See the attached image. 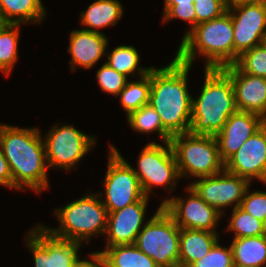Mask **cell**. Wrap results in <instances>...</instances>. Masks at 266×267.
Here are the masks:
<instances>
[{
	"label": "cell",
	"mask_w": 266,
	"mask_h": 267,
	"mask_svg": "<svg viewBox=\"0 0 266 267\" xmlns=\"http://www.w3.org/2000/svg\"><path fill=\"white\" fill-rule=\"evenodd\" d=\"M0 142L12 175L13 189L27 187L36 193L49 189L45 144L38 128L1 123Z\"/></svg>",
	"instance_id": "obj_1"
},
{
	"label": "cell",
	"mask_w": 266,
	"mask_h": 267,
	"mask_svg": "<svg viewBox=\"0 0 266 267\" xmlns=\"http://www.w3.org/2000/svg\"><path fill=\"white\" fill-rule=\"evenodd\" d=\"M190 68L174 56L165 67L151 69L149 105L171 136L190 131L193 98L187 82Z\"/></svg>",
	"instance_id": "obj_2"
},
{
	"label": "cell",
	"mask_w": 266,
	"mask_h": 267,
	"mask_svg": "<svg viewBox=\"0 0 266 267\" xmlns=\"http://www.w3.org/2000/svg\"><path fill=\"white\" fill-rule=\"evenodd\" d=\"M204 70L200 95L192 98L189 132L193 135L215 136L238 110L230 76L219 68Z\"/></svg>",
	"instance_id": "obj_3"
},
{
	"label": "cell",
	"mask_w": 266,
	"mask_h": 267,
	"mask_svg": "<svg viewBox=\"0 0 266 267\" xmlns=\"http://www.w3.org/2000/svg\"><path fill=\"white\" fill-rule=\"evenodd\" d=\"M234 33L230 12L196 25L182 40L175 57L192 66L196 56H204L205 68L234 64Z\"/></svg>",
	"instance_id": "obj_4"
},
{
	"label": "cell",
	"mask_w": 266,
	"mask_h": 267,
	"mask_svg": "<svg viewBox=\"0 0 266 267\" xmlns=\"http://www.w3.org/2000/svg\"><path fill=\"white\" fill-rule=\"evenodd\" d=\"M54 211L60 226L49 229L58 236L82 244L95 235L105 236L108 211L98 192L86 194Z\"/></svg>",
	"instance_id": "obj_5"
},
{
	"label": "cell",
	"mask_w": 266,
	"mask_h": 267,
	"mask_svg": "<svg viewBox=\"0 0 266 267\" xmlns=\"http://www.w3.org/2000/svg\"><path fill=\"white\" fill-rule=\"evenodd\" d=\"M170 143L180 179L212 176L225 169L215 136L188 132L172 136Z\"/></svg>",
	"instance_id": "obj_6"
},
{
	"label": "cell",
	"mask_w": 266,
	"mask_h": 267,
	"mask_svg": "<svg viewBox=\"0 0 266 267\" xmlns=\"http://www.w3.org/2000/svg\"><path fill=\"white\" fill-rule=\"evenodd\" d=\"M180 231L174 218L160 205L138 234L135 245L158 267L179 262Z\"/></svg>",
	"instance_id": "obj_7"
},
{
	"label": "cell",
	"mask_w": 266,
	"mask_h": 267,
	"mask_svg": "<svg viewBox=\"0 0 266 267\" xmlns=\"http://www.w3.org/2000/svg\"><path fill=\"white\" fill-rule=\"evenodd\" d=\"M109 148L108 168L103 181L105 192L98 193L108 213L123 209L145 196L131 164L115 146L110 144Z\"/></svg>",
	"instance_id": "obj_8"
},
{
	"label": "cell",
	"mask_w": 266,
	"mask_h": 267,
	"mask_svg": "<svg viewBox=\"0 0 266 267\" xmlns=\"http://www.w3.org/2000/svg\"><path fill=\"white\" fill-rule=\"evenodd\" d=\"M155 142L143 147L138 157V169L133 168L147 197L153 193V186H163L170 193L180 179L171 143L164 142L161 145Z\"/></svg>",
	"instance_id": "obj_9"
},
{
	"label": "cell",
	"mask_w": 266,
	"mask_h": 267,
	"mask_svg": "<svg viewBox=\"0 0 266 267\" xmlns=\"http://www.w3.org/2000/svg\"><path fill=\"white\" fill-rule=\"evenodd\" d=\"M49 131L43 137L49 169L56 167L70 171L96 143L94 136L83 133L71 124H55Z\"/></svg>",
	"instance_id": "obj_10"
},
{
	"label": "cell",
	"mask_w": 266,
	"mask_h": 267,
	"mask_svg": "<svg viewBox=\"0 0 266 267\" xmlns=\"http://www.w3.org/2000/svg\"><path fill=\"white\" fill-rule=\"evenodd\" d=\"M33 228L26 235L25 244L32 252L35 267H75L81 260L78 250L82 243L58 236L46 225Z\"/></svg>",
	"instance_id": "obj_11"
},
{
	"label": "cell",
	"mask_w": 266,
	"mask_h": 267,
	"mask_svg": "<svg viewBox=\"0 0 266 267\" xmlns=\"http://www.w3.org/2000/svg\"><path fill=\"white\" fill-rule=\"evenodd\" d=\"M190 186L208 205L223 215L224 208L239 207L250 182L225 169L216 175L200 177ZM231 205V206H230ZM223 208V209H222Z\"/></svg>",
	"instance_id": "obj_12"
},
{
	"label": "cell",
	"mask_w": 266,
	"mask_h": 267,
	"mask_svg": "<svg viewBox=\"0 0 266 267\" xmlns=\"http://www.w3.org/2000/svg\"><path fill=\"white\" fill-rule=\"evenodd\" d=\"M234 33V64L245 51L266 41V3L228 6Z\"/></svg>",
	"instance_id": "obj_13"
},
{
	"label": "cell",
	"mask_w": 266,
	"mask_h": 267,
	"mask_svg": "<svg viewBox=\"0 0 266 267\" xmlns=\"http://www.w3.org/2000/svg\"><path fill=\"white\" fill-rule=\"evenodd\" d=\"M189 196L164 199L161 206L174 218L180 229L204 230L216 232L221 215L215 208L201 199L194 190L187 186Z\"/></svg>",
	"instance_id": "obj_14"
},
{
	"label": "cell",
	"mask_w": 266,
	"mask_h": 267,
	"mask_svg": "<svg viewBox=\"0 0 266 267\" xmlns=\"http://www.w3.org/2000/svg\"><path fill=\"white\" fill-rule=\"evenodd\" d=\"M225 170L266 184V140L261 129L250 136L226 162Z\"/></svg>",
	"instance_id": "obj_15"
},
{
	"label": "cell",
	"mask_w": 266,
	"mask_h": 267,
	"mask_svg": "<svg viewBox=\"0 0 266 267\" xmlns=\"http://www.w3.org/2000/svg\"><path fill=\"white\" fill-rule=\"evenodd\" d=\"M148 201L149 197L144 196L123 209L108 213L105 247L135 244L138 234L146 225L144 218Z\"/></svg>",
	"instance_id": "obj_16"
},
{
	"label": "cell",
	"mask_w": 266,
	"mask_h": 267,
	"mask_svg": "<svg viewBox=\"0 0 266 267\" xmlns=\"http://www.w3.org/2000/svg\"><path fill=\"white\" fill-rule=\"evenodd\" d=\"M222 69L231 78L237 110L266 117V78L244 73L235 64Z\"/></svg>",
	"instance_id": "obj_17"
},
{
	"label": "cell",
	"mask_w": 266,
	"mask_h": 267,
	"mask_svg": "<svg viewBox=\"0 0 266 267\" xmlns=\"http://www.w3.org/2000/svg\"><path fill=\"white\" fill-rule=\"evenodd\" d=\"M263 117L252 112L237 111L215 135L219 153L225 163L243 143L260 129Z\"/></svg>",
	"instance_id": "obj_18"
},
{
	"label": "cell",
	"mask_w": 266,
	"mask_h": 267,
	"mask_svg": "<svg viewBox=\"0 0 266 267\" xmlns=\"http://www.w3.org/2000/svg\"><path fill=\"white\" fill-rule=\"evenodd\" d=\"M68 52L71 54L69 63L71 71L77 67L93 68L100 58L107 53L108 39L103 33H96L84 29L71 31Z\"/></svg>",
	"instance_id": "obj_19"
},
{
	"label": "cell",
	"mask_w": 266,
	"mask_h": 267,
	"mask_svg": "<svg viewBox=\"0 0 266 267\" xmlns=\"http://www.w3.org/2000/svg\"><path fill=\"white\" fill-rule=\"evenodd\" d=\"M218 240V233L181 229L179 263L191 265L197 260L204 258Z\"/></svg>",
	"instance_id": "obj_20"
},
{
	"label": "cell",
	"mask_w": 266,
	"mask_h": 267,
	"mask_svg": "<svg viewBox=\"0 0 266 267\" xmlns=\"http://www.w3.org/2000/svg\"><path fill=\"white\" fill-rule=\"evenodd\" d=\"M123 6L119 0H96L86 11L81 12L84 30L102 33L100 28L114 26L123 17Z\"/></svg>",
	"instance_id": "obj_21"
},
{
	"label": "cell",
	"mask_w": 266,
	"mask_h": 267,
	"mask_svg": "<svg viewBox=\"0 0 266 267\" xmlns=\"http://www.w3.org/2000/svg\"><path fill=\"white\" fill-rule=\"evenodd\" d=\"M41 0H0V19L10 24H39L46 17Z\"/></svg>",
	"instance_id": "obj_22"
},
{
	"label": "cell",
	"mask_w": 266,
	"mask_h": 267,
	"mask_svg": "<svg viewBox=\"0 0 266 267\" xmlns=\"http://www.w3.org/2000/svg\"><path fill=\"white\" fill-rule=\"evenodd\" d=\"M231 248L234 265L266 267V234L235 238Z\"/></svg>",
	"instance_id": "obj_23"
},
{
	"label": "cell",
	"mask_w": 266,
	"mask_h": 267,
	"mask_svg": "<svg viewBox=\"0 0 266 267\" xmlns=\"http://www.w3.org/2000/svg\"><path fill=\"white\" fill-rule=\"evenodd\" d=\"M104 248V251L96 252L103 257L106 267H158L135 244L115 245Z\"/></svg>",
	"instance_id": "obj_24"
},
{
	"label": "cell",
	"mask_w": 266,
	"mask_h": 267,
	"mask_svg": "<svg viewBox=\"0 0 266 267\" xmlns=\"http://www.w3.org/2000/svg\"><path fill=\"white\" fill-rule=\"evenodd\" d=\"M139 53L134 46L118 45L111 52L107 53L106 61L114 70L118 73L126 76L135 77L138 74L139 77L145 76L153 68L151 67H139ZM138 71V72H137Z\"/></svg>",
	"instance_id": "obj_25"
},
{
	"label": "cell",
	"mask_w": 266,
	"mask_h": 267,
	"mask_svg": "<svg viewBox=\"0 0 266 267\" xmlns=\"http://www.w3.org/2000/svg\"><path fill=\"white\" fill-rule=\"evenodd\" d=\"M151 91V70L145 76L139 77L138 81H127L119 95L122 108L128 116L131 112L149 104Z\"/></svg>",
	"instance_id": "obj_26"
},
{
	"label": "cell",
	"mask_w": 266,
	"mask_h": 267,
	"mask_svg": "<svg viewBox=\"0 0 266 267\" xmlns=\"http://www.w3.org/2000/svg\"><path fill=\"white\" fill-rule=\"evenodd\" d=\"M21 24L4 23L0 27V71L9 76L18 60Z\"/></svg>",
	"instance_id": "obj_27"
},
{
	"label": "cell",
	"mask_w": 266,
	"mask_h": 267,
	"mask_svg": "<svg viewBox=\"0 0 266 267\" xmlns=\"http://www.w3.org/2000/svg\"><path fill=\"white\" fill-rule=\"evenodd\" d=\"M131 129L139 133L157 132L164 142L171 141V135L163 128L159 114L148 104L127 116Z\"/></svg>",
	"instance_id": "obj_28"
},
{
	"label": "cell",
	"mask_w": 266,
	"mask_h": 267,
	"mask_svg": "<svg viewBox=\"0 0 266 267\" xmlns=\"http://www.w3.org/2000/svg\"><path fill=\"white\" fill-rule=\"evenodd\" d=\"M228 223V232H234V238H244L265 235L264 224L240 207L232 208V215Z\"/></svg>",
	"instance_id": "obj_29"
},
{
	"label": "cell",
	"mask_w": 266,
	"mask_h": 267,
	"mask_svg": "<svg viewBox=\"0 0 266 267\" xmlns=\"http://www.w3.org/2000/svg\"><path fill=\"white\" fill-rule=\"evenodd\" d=\"M235 65L244 73L266 78V42L243 52Z\"/></svg>",
	"instance_id": "obj_30"
},
{
	"label": "cell",
	"mask_w": 266,
	"mask_h": 267,
	"mask_svg": "<svg viewBox=\"0 0 266 267\" xmlns=\"http://www.w3.org/2000/svg\"><path fill=\"white\" fill-rule=\"evenodd\" d=\"M163 22L172 19H182L189 23L190 29L185 32L183 38L196 26V12L194 2L196 0H164Z\"/></svg>",
	"instance_id": "obj_31"
},
{
	"label": "cell",
	"mask_w": 266,
	"mask_h": 267,
	"mask_svg": "<svg viewBox=\"0 0 266 267\" xmlns=\"http://www.w3.org/2000/svg\"><path fill=\"white\" fill-rule=\"evenodd\" d=\"M97 83L102 91L118 96L125 87L128 78L114 70L107 62L96 71Z\"/></svg>",
	"instance_id": "obj_32"
},
{
	"label": "cell",
	"mask_w": 266,
	"mask_h": 267,
	"mask_svg": "<svg viewBox=\"0 0 266 267\" xmlns=\"http://www.w3.org/2000/svg\"><path fill=\"white\" fill-rule=\"evenodd\" d=\"M192 267H233V252L230 247H223L219 244V240L211 248L209 253L202 259L197 260Z\"/></svg>",
	"instance_id": "obj_33"
},
{
	"label": "cell",
	"mask_w": 266,
	"mask_h": 267,
	"mask_svg": "<svg viewBox=\"0 0 266 267\" xmlns=\"http://www.w3.org/2000/svg\"><path fill=\"white\" fill-rule=\"evenodd\" d=\"M196 25L220 17L227 11V0H196Z\"/></svg>",
	"instance_id": "obj_34"
},
{
	"label": "cell",
	"mask_w": 266,
	"mask_h": 267,
	"mask_svg": "<svg viewBox=\"0 0 266 267\" xmlns=\"http://www.w3.org/2000/svg\"><path fill=\"white\" fill-rule=\"evenodd\" d=\"M249 188L250 186L247 188L239 207L254 218L264 222L266 218V192L254 191L250 193Z\"/></svg>",
	"instance_id": "obj_35"
},
{
	"label": "cell",
	"mask_w": 266,
	"mask_h": 267,
	"mask_svg": "<svg viewBox=\"0 0 266 267\" xmlns=\"http://www.w3.org/2000/svg\"><path fill=\"white\" fill-rule=\"evenodd\" d=\"M0 185L13 188V179L0 142Z\"/></svg>",
	"instance_id": "obj_36"
},
{
	"label": "cell",
	"mask_w": 266,
	"mask_h": 267,
	"mask_svg": "<svg viewBox=\"0 0 266 267\" xmlns=\"http://www.w3.org/2000/svg\"><path fill=\"white\" fill-rule=\"evenodd\" d=\"M89 255L90 260H80L75 267H106L104 259L99 253L93 252Z\"/></svg>",
	"instance_id": "obj_37"
},
{
	"label": "cell",
	"mask_w": 266,
	"mask_h": 267,
	"mask_svg": "<svg viewBox=\"0 0 266 267\" xmlns=\"http://www.w3.org/2000/svg\"><path fill=\"white\" fill-rule=\"evenodd\" d=\"M252 3H266V0H227L228 6H236L241 4H252Z\"/></svg>",
	"instance_id": "obj_38"
},
{
	"label": "cell",
	"mask_w": 266,
	"mask_h": 267,
	"mask_svg": "<svg viewBox=\"0 0 266 267\" xmlns=\"http://www.w3.org/2000/svg\"><path fill=\"white\" fill-rule=\"evenodd\" d=\"M260 129L263 131L264 137L266 140V117H263L261 125H260Z\"/></svg>",
	"instance_id": "obj_39"
},
{
	"label": "cell",
	"mask_w": 266,
	"mask_h": 267,
	"mask_svg": "<svg viewBox=\"0 0 266 267\" xmlns=\"http://www.w3.org/2000/svg\"><path fill=\"white\" fill-rule=\"evenodd\" d=\"M169 267H192L191 265H187V264H182V263H175L170 265Z\"/></svg>",
	"instance_id": "obj_40"
},
{
	"label": "cell",
	"mask_w": 266,
	"mask_h": 267,
	"mask_svg": "<svg viewBox=\"0 0 266 267\" xmlns=\"http://www.w3.org/2000/svg\"><path fill=\"white\" fill-rule=\"evenodd\" d=\"M233 267H253V266H241V265H234Z\"/></svg>",
	"instance_id": "obj_41"
},
{
	"label": "cell",
	"mask_w": 266,
	"mask_h": 267,
	"mask_svg": "<svg viewBox=\"0 0 266 267\" xmlns=\"http://www.w3.org/2000/svg\"><path fill=\"white\" fill-rule=\"evenodd\" d=\"M263 224H264V229H265V232H266V218H265Z\"/></svg>",
	"instance_id": "obj_42"
},
{
	"label": "cell",
	"mask_w": 266,
	"mask_h": 267,
	"mask_svg": "<svg viewBox=\"0 0 266 267\" xmlns=\"http://www.w3.org/2000/svg\"><path fill=\"white\" fill-rule=\"evenodd\" d=\"M4 24V22L0 19V27Z\"/></svg>",
	"instance_id": "obj_43"
}]
</instances>
